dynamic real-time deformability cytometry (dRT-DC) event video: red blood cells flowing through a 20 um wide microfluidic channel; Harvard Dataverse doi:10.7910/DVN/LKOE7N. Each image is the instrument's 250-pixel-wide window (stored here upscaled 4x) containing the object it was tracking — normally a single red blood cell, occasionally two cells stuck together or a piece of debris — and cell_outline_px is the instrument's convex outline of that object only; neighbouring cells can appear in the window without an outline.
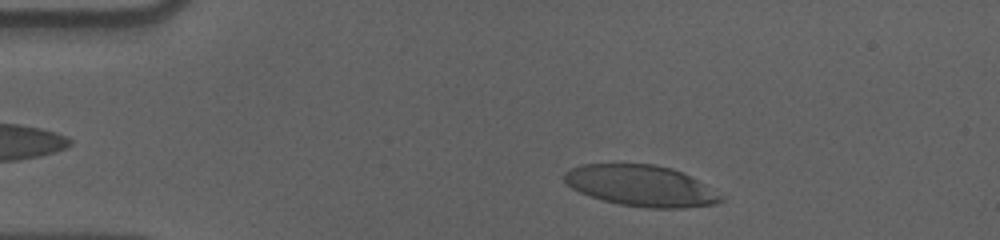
{"species": "human", "species_latin": "Homo sapiens", "temperature_condition": "cold", "stored_images_in_passage": 42, "camera_frame_rate_fps": 3000, "um_per_image_px": 0.085, "donor": {"sex": "male"}, "frame": {"image": 1, "passage_image": 5, "time_ms": 1.333, "image_size_px": [1000, 240], "cell_outline_px": [[724, 200], [716, 204], [684, 208], [648, 208], [620, 204], [604, 200], [580, 192], [564, 184], [564, 172], [580, 164], [656, 164], [672, 168], [684, 172], [724, 196]], "centroid_in_image_um": [54.5, 15.78], "position_along_channel_um": 30.5, "area_um2": 37.57}}
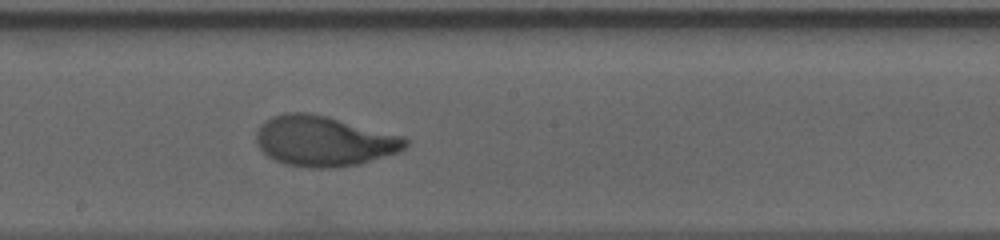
{"frame": {"image": 2, "passage_image": 26, "time_ms": 8.333, "image_size_px": [1000, 240], "cell_outline_px": [[408, 144], [400, 152], [360, 164], [336, 168], [308, 168], [284, 164], [268, 156], [256, 144], [256, 128], [264, 120], [272, 116], [284, 112], [308, 112], [328, 116], [404, 136], [408, 140]], "centroid_in_image_um": [27.52, 11.99], "position_along_channel_um": 220.7, "area_um2": 44.33}}
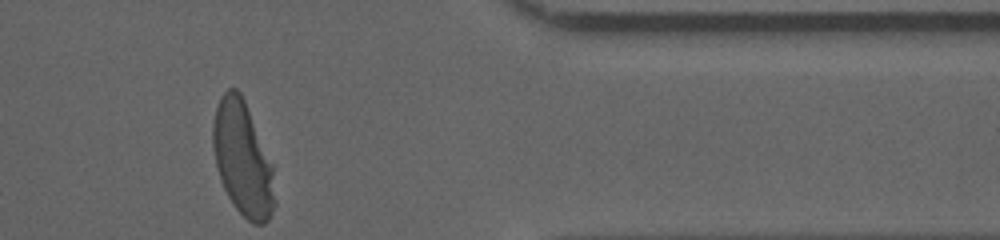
{"frame": {"image": 3, "passage_image": 42, "time_ms": 13.667, "image_size_px": [1000, 240], "cell_outline_px": [[276, 204], [268, 220], [264, 224], [256, 224], [248, 220], [236, 208], [228, 196], [220, 180], [212, 148], [212, 124], [216, 108], [220, 96], [228, 88], [236, 88], [240, 92], [244, 100], [272, 164], [276, 200]], "centroid_in_image_um": [20.62, 13.51], "position_along_channel_um": 390.8, "area_um2": 40.98}, "authors_computed_cell_mechanics": {"area_um2": 42.2518, "velocity_mm_per_s": 3.5606, "shape_relaxation_time_tau1_ms": 4.0338, "shape_relaxation_time_tau2_ms": null, "deformation_change_tau1": 0.2201, "deformation_change_tau2": null}}